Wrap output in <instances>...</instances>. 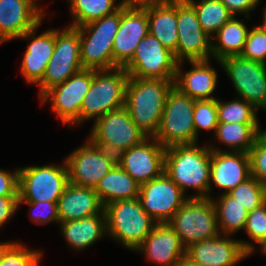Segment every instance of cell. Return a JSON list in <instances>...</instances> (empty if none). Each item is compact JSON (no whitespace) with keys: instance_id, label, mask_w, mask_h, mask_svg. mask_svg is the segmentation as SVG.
<instances>
[{"instance_id":"obj_1","label":"cell","mask_w":266,"mask_h":266,"mask_svg":"<svg viewBox=\"0 0 266 266\" xmlns=\"http://www.w3.org/2000/svg\"><path fill=\"white\" fill-rule=\"evenodd\" d=\"M198 145L166 148L164 172L186 196L188 188L196 190L189 198H209L211 150L207 145Z\"/></svg>"},{"instance_id":"obj_2","label":"cell","mask_w":266,"mask_h":266,"mask_svg":"<svg viewBox=\"0 0 266 266\" xmlns=\"http://www.w3.org/2000/svg\"><path fill=\"white\" fill-rule=\"evenodd\" d=\"M173 86L174 80L129 77L124 106L147 137L158 133L166 98Z\"/></svg>"},{"instance_id":"obj_3","label":"cell","mask_w":266,"mask_h":266,"mask_svg":"<svg viewBox=\"0 0 266 266\" xmlns=\"http://www.w3.org/2000/svg\"><path fill=\"white\" fill-rule=\"evenodd\" d=\"M104 212L107 235L129 251H135L157 224L139 198L114 201L104 206Z\"/></svg>"},{"instance_id":"obj_4","label":"cell","mask_w":266,"mask_h":266,"mask_svg":"<svg viewBox=\"0 0 266 266\" xmlns=\"http://www.w3.org/2000/svg\"><path fill=\"white\" fill-rule=\"evenodd\" d=\"M121 22V7L83 26L80 33V61L83 69L108 70L115 68L113 41Z\"/></svg>"},{"instance_id":"obj_5","label":"cell","mask_w":266,"mask_h":266,"mask_svg":"<svg viewBox=\"0 0 266 266\" xmlns=\"http://www.w3.org/2000/svg\"><path fill=\"white\" fill-rule=\"evenodd\" d=\"M128 79L123 67L92 70V84L80 109V124L124 106Z\"/></svg>"},{"instance_id":"obj_6","label":"cell","mask_w":266,"mask_h":266,"mask_svg":"<svg viewBox=\"0 0 266 266\" xmlns=\"http://www.w3.org/2000/svg\"><path fill=\"white\" fill-rule=\"evenodd\" d=\"M168 224L185 248L220 235L216 208L212 198L208 197L188 198Z\"/></svg>"},{"instance_id":"obj_7","label":"cell","mask_w":266,"mask_h":266,"mask_svg":"<svg viewBox=\"0 0 266 266\" xmlns=\"http://www.w3.org/2000/svg\"><path fill=\"white\" fill-rule=\"evenodd\" d=\"M194 104L195 99L174 86L168 92L160 127L154 137L165 149L198 143L193 121Z\"/></svg>"},{"instance_id":"obj_8","label":"cell","mask_w":266,"mask_h":266,"mask_svg":"<svg viewBox=\"0 0 266 266\" xmlns=\"http://www.w3.org/2000/svg\"><path fill=\"white\" fill-rule=\"evenodd\" d=\"M63 162L19 167V202H58L69 183L65 159Z\"/></svg>"},{"instance_id":"obj_9","label":"cell","mask_w":266,"mask_h":266,"mask_svg":"<svg viewBox=\"0 0 266 266\" xmlns=\"http://www.w3.org/2000/svg\"><path fill=\"white\" fill-rule=\"evenodd\" d=\"M80 33L77 27L55 28V48L39 86L41 98L48 90L83 69L80 61Z\"/></svg>"},{"instance_id":"obj_10","label":"cell","mask_w":266,"mask_h":266,"mask_svg":"<svg viewBox=\"0 0 266 266\" xmlns=\"http://www.w3.org/2000/svg\"><path fill=\"white\" fill-rule=\"evenodd\" d=\"M233 83L239 98L257 110H266V64L238 56L217 60Z\"/></svg>"},{"instance_id":"obj_11","label":"cell","mask_w":266,"mask_h":266,"mask_svg":"<svg viewBox=\"0 0 266 266\" xmlns=\"http://www.w3.org/2000/svg\"><path fill=\"white\" fill-rule=\"evenodd\" d=\"M177 64L174 53L149 33L139 42L132 59L123 68L129 77L174 80Z\"/></svg>"},{"instance_id":"obj_12","label":"cell","mask_w":266,"mask_h":266,"mask_svg":"<svg viewBox=\"0 0 266 266\" xmlns=\"http://www.w3.org/2000/svg\"><path fill=\"white\" fill-rule=\"evenodd\" d=\"M177 62L205 61L212 57V39L203 30L194 8L177 0Z\"/></svg>"},{"instance_id":"obj_13","label":"cell","mask_w":266,"mask_h":266,"mask_svg":"<svg viewBox=\"0 0 266 266\" xmlns=\"http://www.w3.org/2000/svg\"><path fill=\"white\" fill-rule=\"evenodd\" d=\"M92 84V70L82 69L63 83L48 90L41 103L50 102L53 111L64 125H80V109Z\"/></svg>"},{"instance_id":"obj_14","label":"cell","mask_w":266,"mask_h":266,"mask_svg":"<svg viewBox=\"0 0 266 266\" xmlns=\"http://www.w3.org/2000/svg\"><path fill=\"white\" fill-rule=\"evenodd\" d=\"M142 208L157 223H168L189 198L169 176L159 177L140 185L139 197Z\"/></svg>"},{"instance_id":"obj_15","label":"cell","mask_w":266,"mask_h":266,"mask_svg":"<svg viewBox=\"0 0 266 266\" xmlns=\"http://www.w3.org/2000/svg\"><path fill=\"white\" fill-rule=\"evenodd\" d=\"M233 235L220 234L210 240H202L186 248V255L197 263L206 266H237V264L253 255V243L239 239Z\"/></svg>"},{"instance_id":"obj_16","label":"cell","mask_w":266,"mask_h":266,"mask_svg":"<svg viewBox=\"0 0 266 266\" xmlns=\"http://www.w3.org/2000/svg\"><path fill=\"white\" fill-rule=\"evenodd\" d=\"M88 139L112 143L125 151L140 144L147 136L132 121L125 106L97 118Z\"/></svg>"},{"instance_id":"obj_17","label":"cell","mask_w":266,"mask_h":266,"mask_svg":"<svg viewBox=\"0 0 266 266\" xmlns=\"http://www.w3.org/2000/svg\"><path fill=\"white\" fill-rule=\"evenodd\" d=\"M149 34L147 7L121 6V22L113 41L116 67H124L133 57L139 42Z\"/></svg>"},{"instance_id":"obj_18","label":"cell","mask_w":266,"mask_h":266,"mask_svg":"<svg viewBox=\"0 0 266 266\" xmlns=\"http://www.w3.org/2000/svg\"><path fill=\"white\" fill-rule=\"evenodd\" d=\"M211 150L210 187L212 184L224 189L221 194L230 192L240 183L251 177L249 154L245 152H229L220 147L208 145Z\"/></svg>"},{"instance_id":"obj_19","label":"cell","mask_w":266,"mask_h":266,"mask_svg":"<svg viewBox=\"0 0 266 266\" xmlns=\"http://www.w3.org/2000/svg\"><path fill=\"white\" fill-rule=\"evenodd\" d=\"M36 0H0V44L18 39L42 23L46 11Z\"/></svg>"},{"instance_id":"obj_20","label":"cell","mask_w":266,"mask_h":266,"mask_svg":"<svg viewBox=\"0 0 266 266\" xmlns=\"http://www.w3.org/2000/svg\"><path fill=\"white\" fill-rule=\"evenodd\" d=\"M165 151L154 137H147L140 144L125 151L120 166L141 185L164 172Z\"/></svg>"},{"instance_id":"obj_21","label":"cell","mask_w":266,"mask_h":266,"mask_svg":"<svg viewBox=\"0 0 266 266\" xmlns=\"http://www.w3.org/2000/svg\"><path fill=\"white\" fill-rule=\"evenodd\" d=\"M65 161L69 182L93 189L114 166L88 140L66 156Z\"/></svg>"},{"instance_id":"obj_22","label":"cell","mask_w":266,"mask_h":266,"mask_svg":"<svg viewBox=\"0 0 266 266\" xmlns=\"http://www.w3.org/2000/svg\"><path fill=\"white\" fill-rule=\"evenodd\" d=\"M135 251L161 266H179L186 256V248L168 223H157Z\"/></svg>"},{"instance_id":"obj_23","label":"cell","mask_w":266,"mask_h":266,"mask_svg":"<svg viewBox=\"0 0 266 266\" xmlns=\"http://www.w3.org/2000/svg\"><path fill=\"white\" fill-rule=\"evenodd\" d=\"M40 25L41 23L19 37L31 40L24 52L20 70L25 80L33 85H38L42 81L55 48V28L48 29L36 36Z\"/></svg>"},{"instance_id":"obj_24","label":"cell","mask_w":266,"mask_h":266,"mask_svg":"<svg viewBox=\"0 0 266 266\" xmlns=\"http://www.w3.org/2000/svg\"><path fill=\"white\" fill-rule=\"evenodd\" d=\"M211 60L188 61L192 69L186 73L181 69L184 62L177 64L174 87L195 100L216 99L213 96L216 89L218 73L210 64Z\"/></svg>"},{"instance_id":"obj_25","label":"cell","mask_w":266,"mask_h":266,"mask_svg":"<svg viewBox=\"0 0 266 266\" xmlns=\"http://www.w3.org/2000/svg\"><path fill=\"white\" fill-rule=\"evenodd\" d=\"M59 223L101 214L104 205L93 188L68 183L57 202Z\"/></svg>"},{"instance_id":"obj_26","label":"cell","mask_w":266,"mask_h":266,"mask_svg":"<svg viewBox=\"0 0 266 266\" xmlns=\"http://www.w3.org/2000/svg\"><path fill=\"white\" fill-rule=\"evenodd\" d=\"M59 224L60 232L67 245L77 251L91 247L107 235L104 211L101 214Z\"/></svg>"},{"instance_id":"obj_27","label":"cell","mask_w":266,"mask_h":266,"mask_svg":"<svg viewBox=\"0 0 266 266\" xmlns=\"http://www.w3.org/2000/svg\"><path fill=\"white\" fill-rule=\"evenodd\" d=\"M149 33L161 44L174 53L178 44L177 32V0L147 6Z\"/></svg>"},{"instance_id":"obj_28","label":"cell","mask_w":266,"mask_h":266,"mask_svg":"<svg viewBox=\"0 0 266 266\" xmlns=\"http://www.w3.org/2000/svg\"><path fill=\"white\" fill-rule=\"evenodd\" d=\"M139 190L140 184L120 165L113 166L95 188L104 206L117 200L136 199L139 197Z\"/></svg>"},{"instance_id":"obj_29","label":"cell","mask_w":266,"mask_h":266,"mask_svg":"<svg viewBox=\"0 0 266 266\" xmlns=\"http://www.w3.org/2000/svg\"><path fill=\"white\" fill-rule=\"evenodd\" d=\"M247 25L243 19L233 16L225 23L212 39V57L214 60H222L229 56H238L242 53L248 35ZM216 40L214 42V40Z\"/></svg>"},{"instance_id":"obj_30","label":"cell","mask_w":266,"mask_h":266,"mask_svg":"<svg viewBox=\"0 0 266 266\" xmlns=\"http://www.w3.org/2000/svg\"><path fill=\"white\" fill-rule=\"evenodd\" d=\"M259 123H218L214 138L225 144L229 152L248 153L263 132Z\"/></svg>"},{"instance_id":"obj_31","label":"cell","mask_w":266,"mask_h":266,"mask_svg":"<svg viewBox=\"0 0 266 266\" xmlns=\"http://www.w3.org/2000/svg\"><path fill=\"white\" fill-rule=\"evenodd\" d=\"M214 202L220 234L232 235L244 230L249 212L228 193L221 194Z\"/></svg>"},{"instance_id":"obj_32","label":"cell","mask_w":266,"mask_h":266,"mask_svg":"<svg viewBox=\"0 0 266 266\" xmlns=\"http://www.w3.org/2000/svg\"><path fill=\"white\" fill-rule=\"evenodd\" d=\"M117 0H69L72 22L69 26L80 27L112 14L122 5Z\"/></svg>"},{"instance_id":"obj_33","label":"cell","mask_w":266,"mask_h":266,"mask_svg":"<svg viewBox=\"0 0 266 266\" xmlns=\"http://www.w3.org/2000/svg\"><path fill=\"white\" fill-rule=\"evenodd\" d=\"M195 10L203 30L212 38L234 15L221 0H186Z\"/></svg>"},{"instance_id":"obj_34","label":"cell","mask_w":266,"mask_h":266,"mask_svg":"<svg viewBox=\"0 0 266 266\" xmlns=\"http://www.w3.org/2000/svg\"><path fill=\"white\" fill-rule=\"evenodd\" d=\"M219 123H259L258 110L242 98L222 101L217 98Z\"/></svg>"},{"instance_id":"obj_35","label":"cell","mask_w":266,"mask_h":266,"mask_svg":"<svg viewBox=\"0 0 266 266\" xmlns=\"http://www.w3.org/2000/svg\"><path fill=\"white\" fill-rule=\"evenodd\" d=\"M228 194L248 212L266 202V186L253 176L240 183Z\"/></svg>"},{"instance_id":"obj_36","label":"cell","mask_w":266,"mask_h":266,"mask_svg":"<svg viewBox=\"0 0 266 266\" xmlns=\"http://www.w3.org/2000/svg\"><path fill=\"white\" fill-rule=\"evenodd\" d=\"M40 252L18 241L0 242V266H27Z\"/></svg>"},{"instance_id":"obj_37","label":"cell","mask_w":266,"mask_h":266,"mask_svg":"<svg viewBox=\"0 0 266 266\" xmlns=\"http://www.w3.org/2000/svg\"><path fill=\"white\" fill-rule=\"evenodd\" d=\"M193 121L196 139L198 131H213L215 134L218 125L217 98L210 100H195L193 110Z\"/></svg>"},{"instance_id":"obj_38","label":"cell","mask_w":266,"mask_h":266,"mask_svg":"<svg viewBox=\"0 0 266 266\" xmlns=\"http://www.w3.org/2000/svg\"><path fill=\"white\" fill-rule=\"evenodd\" d=\"M242 58L266 64V31L259 25L249 30L245 42Z\"/></svg>"},{"instance_id":"obj_39","label":"cell","mask_w":266,"mask_h":266,"mask_svg":"<svg viewBox=\"0 0 266 266\" xmlns=\"http://www.w3.org/2000/svg\"><path fill=\"white\" fill-rule=\"evenodd\" d=\"M251 176L266 186V135L262 132L248 152Z\"/></svg>"},{"instance_id":"obj_40","label":"cell","mask_w":266,"mask_h":266,"mask_svg":"<svg viewBox=\"0 0 266 266\" xmlns=\"http://www.w3.org/2000/svg\"><path fill=\"white\" fill-rule=\"evenodd\" d=\"M244 230L255 244L266 238V202L249 212Z\"/></svg>"},{"instance_id":"obj_41","label":"cell","mask_w":266,"mask_h":266,"mask_svg":"<svg viewBox=\"0 0 266 266\" xmlns=\"http://www.w3.org/2000/svg\"><path fill=\"white\" fill-rule=\"evenodd\" d=\"M26 203L30 207V219L36 224H48L50 222L59 223L57 202H19Z\"/></svg>"},{"instance_id":"obj_42","label":"cell","mask_w":266,"mask_h":266,"mask_svg":"<svg viewBox=\"0 0 266 266\" xmlns=\"http://www.w3.org/2000/svg\"><path fill=\"white\" fill-rule=\"evenodd\" d=\"M95 149L101 153L110 163L114 166H119L125 155V150L113 145L112 143H106L99 139H87Z\"/></svg>"},{"instance_id":"obj_43","label":"cell","mask_w":266,"mask_h":266,"mask_svg":"<svg viewBox=\"0 0 266 266\" xmlns=\"http://www.w3.org/2000/svg\"><path fill=\"white\" fill-rule=\"evenodd\" d=\"M19 171L0 169V197L18 196Z\"/></svg>"},{"instance_id":"obj_44","label":"cell","mask_w":266,"mask_h":266,"mask_svg":"<svg viewBox=\"0 0 266 266\" xmlns=\"http://www.w3.org/2000/svg\"><path fill=\"white\" fill-rule=\"evenodd\" d=\"M225 7L234 15L243 14L250 19V12L255 11L261 0H221Z\"/></svg>"},{"instance_id":"obj_45","label":"cell","mask_w":266,"mask_h":266,"mask_svg":"<svg viewBox=\"0 0 266 266\" xmlns=\"http://www.w3.org/2000/svg\"><path fill=\"white\" fill-rule=\"evenodd\" d=\"M19 209L18 196L0 197V228L6 224Z\"/></svg>"},{"instance_id":"obj_46","label":"cell","mask_w":266,"mask_h":266,"mask_svg":"<svg viewBox=\"0 0 266 266\" xmlns=\"http://www.w3.org/2000/svg\"><path fill=\"white\" fill-rule=\"evenodd\" d=\"M169 0H121V5L125 7H139L144 8L147 6H152L156 4H161Z\"/></svg>"},{"instance_id":"obj_47","label":"cell","mask_w":266,"mask_h":266,"mask_svg":"<svg viewBox=\"0 0 266 266\" xmlns=\"http://www.w3.org/2000/svg\"><path fill=\"white\" fill-rule=\"evenodd\" d=\"M179 266H206L195 261H192L187 255L181 260Z\"/></svg>"},{"instance_id":"obj_48","label":"cell","mask_w":266,"mask_h":266,"mask_svg":"<svg viewBox=\"0 0 266 266\" xmlns=\"http://www.w3.org/2000/svg\"><path fill=\"white\" fill-rule=\"evenodd\" d=\"M43 256L42 251L27 265V266H38L40 264L39 262L41 261Z\"/></svg>"},{"instance_id":"obj_49","label":"cell","mask_w":266,"mask_h":266,"mask_svg":"<svg viewBox=\"0 0 266 266\" xmlns=\"http://www.w3.org/2000/svg\"><path fill=\"white\" fill-rule=\"evenodd\" d=\"M259 245L260 251L263 253V255H266V238L261 240L257 246Z\"/></svg>"},{"instance_id":"obj_50","label":"cell","mask_w":266,"mask_h":266,"mask_svg":"<svg viewBox=\"0 0 266 266\" xmlns=\"http://www.w3.org/2000/svg\"><path fill=\"white\" fill-rule=\"evenodd\" d=\"M263 23L262 25H259L263 30L266 31V8H264V13H263Z\"/></svg>"}]
</instances>
